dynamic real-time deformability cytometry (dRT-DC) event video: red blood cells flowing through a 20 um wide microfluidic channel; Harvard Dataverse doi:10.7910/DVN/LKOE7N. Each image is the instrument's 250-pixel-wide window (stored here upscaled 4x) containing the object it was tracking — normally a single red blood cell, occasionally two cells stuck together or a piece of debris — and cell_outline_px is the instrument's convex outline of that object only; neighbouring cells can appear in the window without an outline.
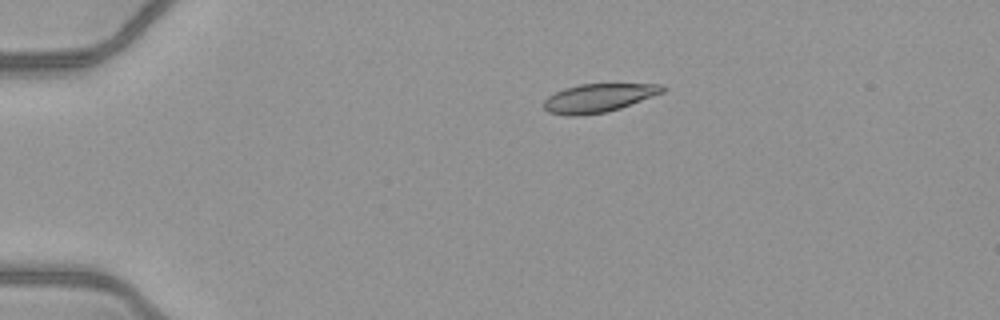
{"species": "common noctule bat (a hibernating species)", "species_latin": "Nyctalus noctula", "temperature_condition": "warm", "stored_images_in_passage": 41, "camera_frame_rate_fps": 3000, "um_per_image_px": 0.085, "animal": {"sex": "female", "body_mass_g": 21.9}, "frame": {"image": 1, "passage_image": 1, "time_ms": 0.0, "image_size_px": [1000, 320], "cell_outline_px": [[668, 88], [664, 92], [620, 108], [604, 112], [576, 116], [568, 116], [548, 112], [544, 108], [544, 100], [548, 96], [564, 88], [580, 84], [664, 84]], "centroid_in_image_um": [50.88, 8.32], "position_along_channel_um": 34.1, "area_um2": 19.65}}
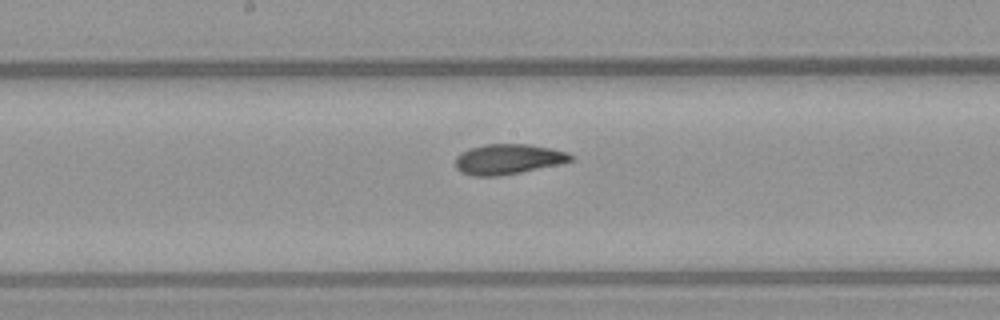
{"frame": {"image": 2, "passage_image": 18, "time_ms": 5.667, "image_size_px": [1000, 320], "cell_outline_px": [[572, 160], [560, 164], [520, 172], [496, 176], [472, 176], [460, 172], [456, 168], [456, 156], [472, 148], [484, 144], [528, 144], [552, 148], [568, 152], [572, 156]], "centroid_in_image_um": [43.2, 13.53], "position_along_channel_um": 205.0, "area_um2": 20.17}}
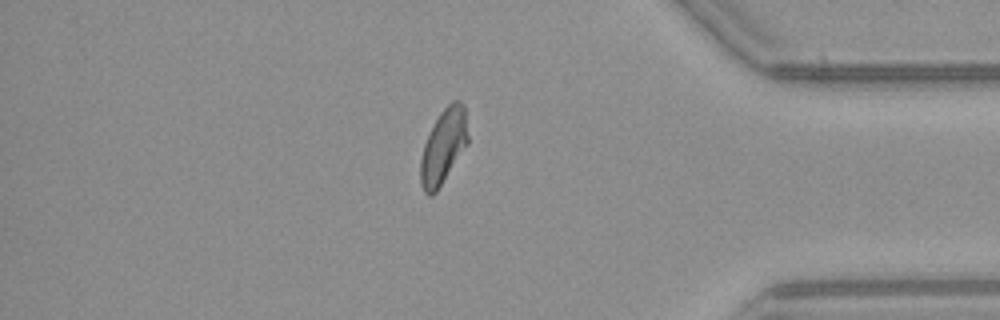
{"frame": {"image": 3, "passage_image": 34, "time_ms": 11.0, "image_size_px": [1000, 320], "cell_outline_px": [[468, 144], [436, 192], [432, 196], [428, 196], [424, 192], [420, 184], [420, 160], [424, 144], [440, 112], [452, 100], [460, 100], [464, 104], [468, 136]], "centroid_in_image_um": [37.69, 12.46], "position_along_channel_um": 397.5, "area_um2": 20.58}, "authors_computed_cell_mechanics": {"area_um2": 20.6346, "velocity_mm_per_s": 4.0903, "shape_relaxation_time_tau1_ms": 7.8146, "shape_relaxation_time_tau2_ms": 2.1311, "deformation_change_tau1": 0.2178, "deformation_change_tau2": 0.0743}}